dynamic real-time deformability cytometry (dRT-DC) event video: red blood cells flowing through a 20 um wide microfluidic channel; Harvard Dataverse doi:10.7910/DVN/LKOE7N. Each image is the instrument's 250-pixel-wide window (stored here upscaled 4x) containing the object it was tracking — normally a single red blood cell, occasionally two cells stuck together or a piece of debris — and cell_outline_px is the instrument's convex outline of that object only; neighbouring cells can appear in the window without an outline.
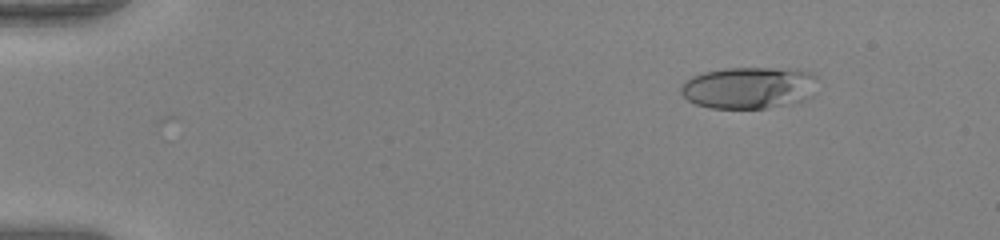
{"species": "human", "species_latin": "Homo sapiens", "temperature_condition": "warm", "stored_images_in_passage": 46, "camera_frame_rate_fps": 3000, "um_per_image_px": 0.085, "donor": {"sex": "female"}, "frame": {"image": 1, "passage_image": 1, "time_ms": 0.0, "image_size_px": [1000, 240], "cell_outline_px": [[820, 80], [816, 92], [812, 96], [804, 100], [768, 108], [712, 108], [696, 104], [688, 100], [680, 92], [680, 88], [684, 80], [692, 76], [704, 72], [724, 68], [796, 68], [812, 72]], "centroid_in_image_um": [63.73, 7.44], "position_along_channel_um": 21.3, "area_um2": 33.99}}
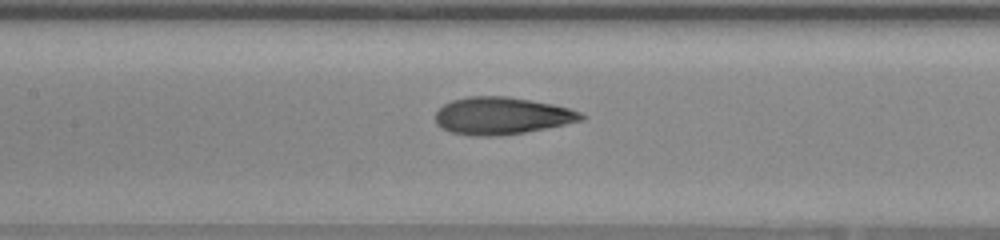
{"frame": {"image": 2, "passage_image": 20, "time_ms": 6.333, "image_size_px": [1000, 240], "cell_outline_px": [[588, 116], [584, 120], [524, 132], [496, 136], [472, 136], [452, 132], [436, 124], [436, 112], [444, 104], [452, 100], [468, 96], [508, 96], [552, 104], [568, 108], [580, 112]], "centroid_in_image_um": [42.65, 9.83], "position_along_channel_um": 164.7, "area_um2": 31.5}}
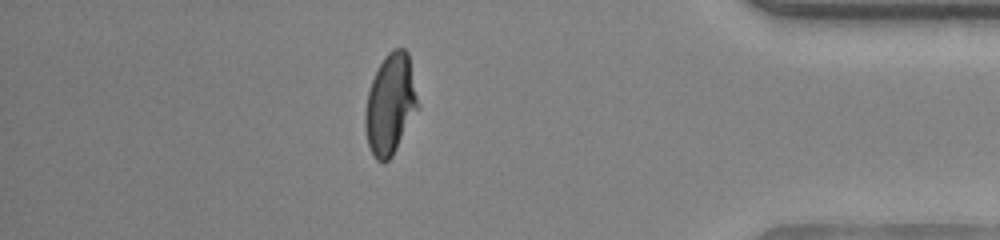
{"frame": {"image": 3, "passage_image": 40, "time_ms": 13.0, "image_size_px": [1000, 240], "cell_outline_px": [[420, 108], [392, 156], [384, 164], [376, 160], [368, 144], [364, 128], [364, 112], [368, 92], [372, 80], [384, 56], [392, 48], [404, 48], [408, 52], [420, 104]], "centroid_in_image_um": [33.2, 8.87], "position_along_channel_um": 402.0, "area_um2": 31.33}, "authors_computed_cell_mechanics": {"area_um2": 31.3565, "velocity_mm_per_s": 4.0312, "shape_relaxation_time_tau1_ms": 7.486, "shape_relaxation_time_tau2_ms": 0.9521, "deformation_change_tau1": 0.311, "deformation_change_tau2": 0.0719}}